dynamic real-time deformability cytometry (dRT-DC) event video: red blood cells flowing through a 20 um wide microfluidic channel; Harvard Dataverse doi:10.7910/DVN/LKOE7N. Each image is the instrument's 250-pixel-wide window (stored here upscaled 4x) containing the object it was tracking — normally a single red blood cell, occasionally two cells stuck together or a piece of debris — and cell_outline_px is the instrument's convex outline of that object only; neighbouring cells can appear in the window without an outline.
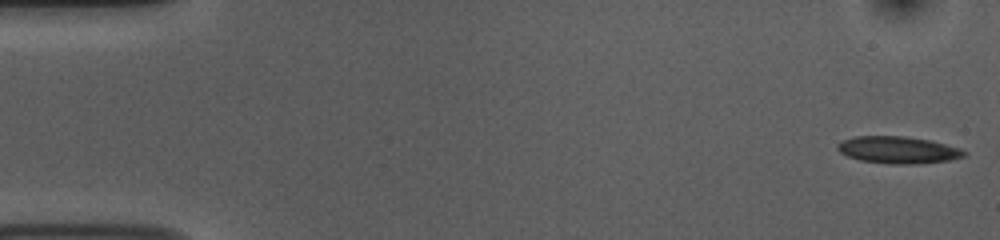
{"species": "common noctule bat (a hibernating species)", "species_latin": "Nyctalus noctula", "temperature_condition": "room temperature", "stored_images_in_passage": 10, "camera_frame_rate_fps": 3000, "um_per_image_px": 0.085, "animal": {"sex": "female", "body_mass_g": 10.0, "forearm_length_mm": 53.1}, "frame": {"image": 1, "passage_image": 1, "time_ms": 0.0, "image_size_px": [1000, 240], "cell_outline_px": [[968, 152], [964, 156], [948, 160], [916, 164], [888, 164], [860, 160], [848, 156], [840, 152], [836, 148], [836, 144], [840, 140], [856, 136], [904, 136], [928, 140], [960, 148]], "centroid_in_image_um": [76.29, 12.74], "position_along_channel_um": 8.7, "area_um2": 19.94}}